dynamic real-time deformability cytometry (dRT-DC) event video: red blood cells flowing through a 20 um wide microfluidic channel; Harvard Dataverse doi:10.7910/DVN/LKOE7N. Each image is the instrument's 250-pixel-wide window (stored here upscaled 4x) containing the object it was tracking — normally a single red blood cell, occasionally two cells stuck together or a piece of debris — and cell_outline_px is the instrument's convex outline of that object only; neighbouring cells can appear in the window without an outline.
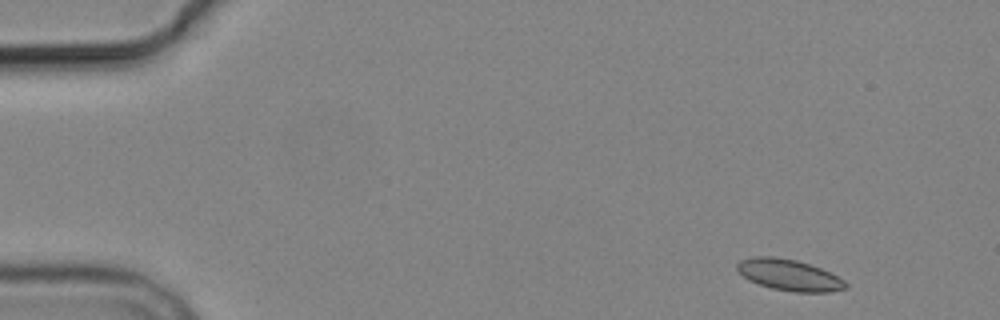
{"species": "common noctule bat (a hibernating species)", "species_latin": "Nyctalus noctula", "temperature_condition": "cold", "stored_images_in_passage": 4, "camera_frame_rate_fps": 3000, "um_per_image_px": 0.085, "animal": {"sex": "male", "body_mass_g": 19.2, "forearm_length_mm": 51.8}, "frame": {"image": 1, "passage_image": 1, "time_ms": 0.0, "image_size_px": [1000, 320], "cell_outline_px": [[848, 288], [832, 292], [792, 292], [772, 288], [748, 280], [736, 268], [736, 264], [740, 260], [756, 256], [772, 256], [796, 260], [820, 268], [844, 280], [848, 284]], "centroid_in_image_um": [67.08, 23.38], "position_along_channel_um": 17.9, "area_um2": 19.65}}
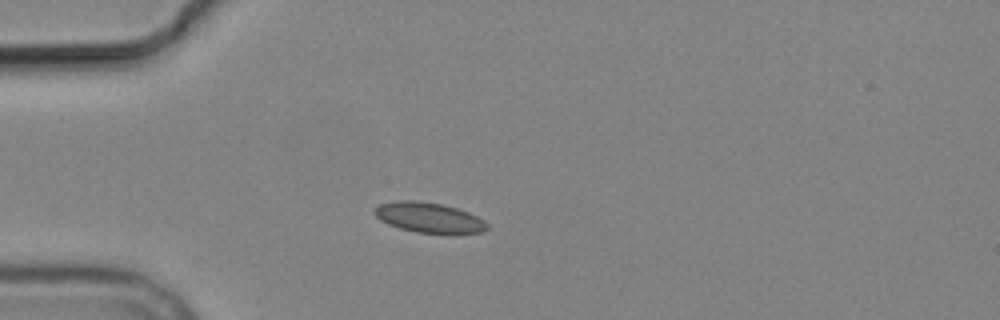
{"frame": {"image": 2, "passage_image": 4, "time_ms": 3.333, "image_size_px": [1000, 320], "cell_outline_px": [[488, 228], [480, 232], [416, 232], [400, 228], [388, 224], [380, 220], [372, 212], [372, 208], [380, 204], [400, 200], [412, 200], [444, 204], [468, 212], [484, 220], [488, 224]], "centroid_in_image_um": [36.39, 18.46], "position_along_channel_um": 48.6, "area_um2": 19.48}}